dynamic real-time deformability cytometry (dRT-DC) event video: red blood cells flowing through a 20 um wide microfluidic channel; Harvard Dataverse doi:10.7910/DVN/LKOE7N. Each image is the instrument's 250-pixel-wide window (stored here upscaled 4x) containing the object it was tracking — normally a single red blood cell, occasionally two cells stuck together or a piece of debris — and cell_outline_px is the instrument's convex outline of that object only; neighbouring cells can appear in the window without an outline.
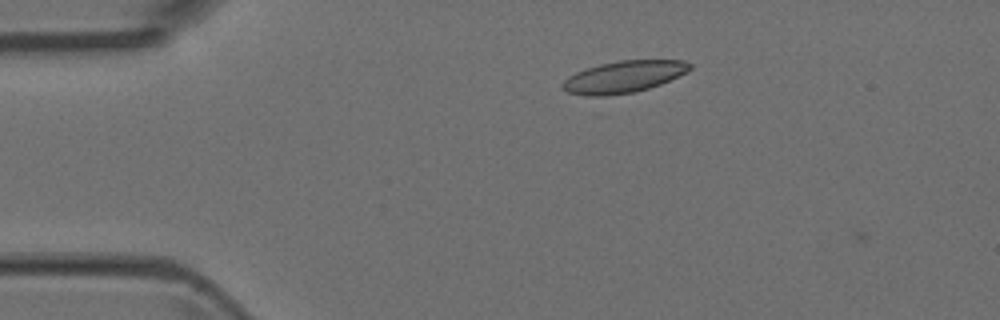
{"species": "Egyptian fruit bat (a non-hibernating species)", "species_latin": "Rousettus aegyptiacus", "temperature_condition": "room temperature", "stored_images_in_passage": 4, "camera_frame_rate_fps": 3000, "um_per_image_px": 0.085, "animal": {"sex": "female"}, "frame": {"image": 1, "passage_image": 3, "time_ms": 0.667, "image_size_px": [1000, 320], "cell_outline_px": [[692, 68], [688, 72], [660, 84], [648, 88], [632, 92], [604, 96], [588, 96], [568, 92], [560, 84], [568, 76], [576, 72], [600, 64], [620, 60], [684, 60], [692, 64]], "centroid_in_image_um": [53.03, 6.52], "position_along_channel_um": 32.0, "area_um2": 23.47}}